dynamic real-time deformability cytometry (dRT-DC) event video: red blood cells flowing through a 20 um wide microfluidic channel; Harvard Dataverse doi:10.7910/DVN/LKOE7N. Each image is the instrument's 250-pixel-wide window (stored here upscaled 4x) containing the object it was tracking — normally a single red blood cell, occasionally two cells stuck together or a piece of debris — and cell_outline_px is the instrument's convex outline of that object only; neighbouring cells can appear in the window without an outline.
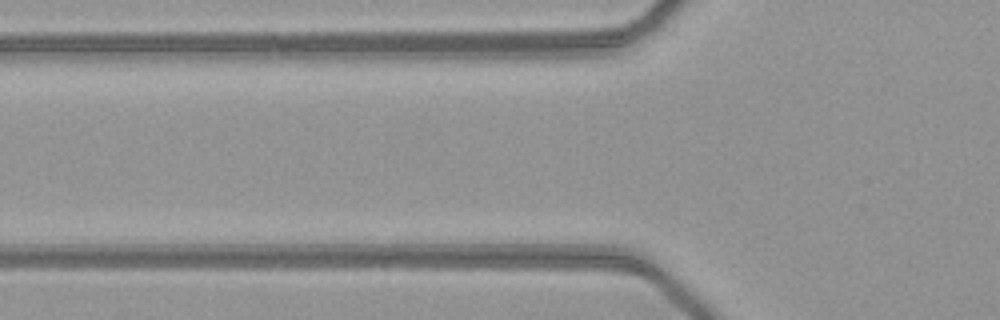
{"species": "common noctule bat (a hibernating species)", "species_latin": "Nyctalus noctula", "temperature_condition": "warm", "stored_images_in_passage": 4, "camera_frame_rate_fps": 3000, "um_per_image_px": 0.085, "animal": {"sex": "female", "body_mass_g": 21.9}, "frame": {"image": 1, "passage_image": 3, "time_ms": 0.667, "image_size_px": [1000, 320], "cell_outline_px": [[644, 276], [632, 276], [468, 268], [464, 264], [472, 256], [580, 256], [632, 268], [640, 272]], "centroid_in_image_um": [46.82, 22.52], "position_along_channel_um": 79.0, "area_um2": 17.17}}